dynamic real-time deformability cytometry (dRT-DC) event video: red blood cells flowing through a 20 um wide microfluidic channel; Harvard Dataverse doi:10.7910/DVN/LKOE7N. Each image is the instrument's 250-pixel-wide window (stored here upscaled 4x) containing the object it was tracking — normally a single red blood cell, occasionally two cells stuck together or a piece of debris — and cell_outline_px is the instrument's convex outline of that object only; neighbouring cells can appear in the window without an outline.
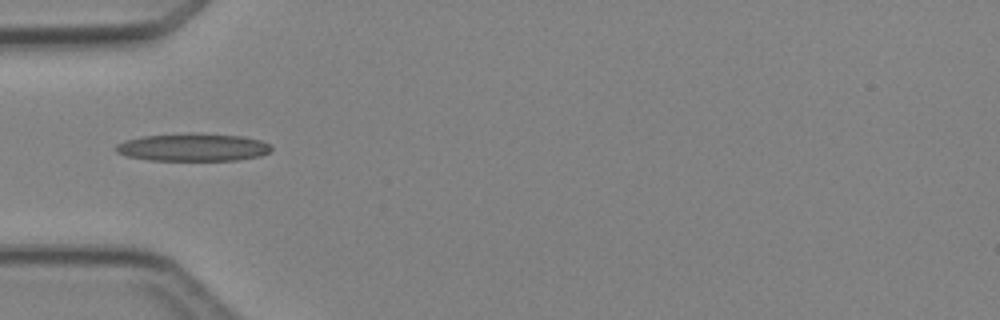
{"species": "Egyptian fruit bat (a non-hibernating species)", "species_latin": "Rousettus aegyptiacus", "temperature_condition": "cold", "stored_images_in_passage": 2, "camera_frame_rate_fps": 3000, "um_per_image_px": 0.085, "animal": {"sex": "female"}, "frame": {"image": 1, "passage_image": 1, "time_ms": 0.0, "image_size_px": [1000, 320], "cell_outline_px": [[272, 148], [268, 152], [260, 156], [236, 160], [148, 160], [124, 156], [116, 152], [116, 144], [124, 140], [144, 136], [188, 132], [244, 136], [260, 140], [272, 144]], "centroid_in_image_um": [16.39, 12.51], "position_along_channel_um": 68.6, "area_um2": 25.43}}
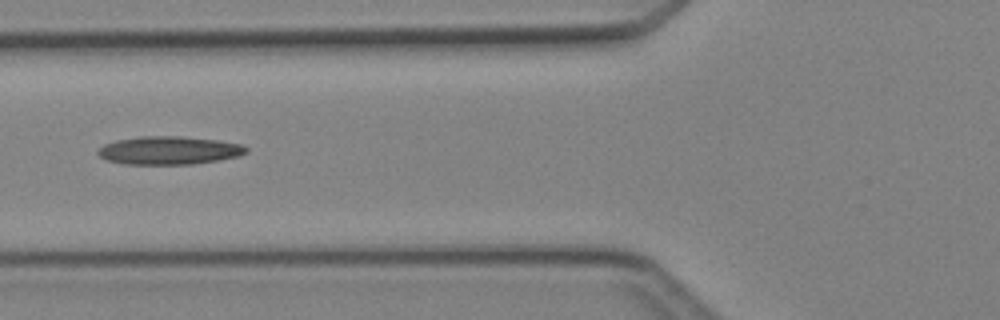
{"frame": {"image": 2, "passage_image": 2, "time_ms": 1.0, "image_size_px": [1000, 320], "cell_outline_px": [[248, 152], [240, 156], [192, 164], [124, 164], [104, 160], [96, 152], [104, 144], [116, 140], [140, 136], [180, 136], [216, 140], [240, 144], [248, 148]], "centroid_in_image_um": [14.34, 12.78], "position_along_channel_um": 111.5, "area_um2": 24.33}}